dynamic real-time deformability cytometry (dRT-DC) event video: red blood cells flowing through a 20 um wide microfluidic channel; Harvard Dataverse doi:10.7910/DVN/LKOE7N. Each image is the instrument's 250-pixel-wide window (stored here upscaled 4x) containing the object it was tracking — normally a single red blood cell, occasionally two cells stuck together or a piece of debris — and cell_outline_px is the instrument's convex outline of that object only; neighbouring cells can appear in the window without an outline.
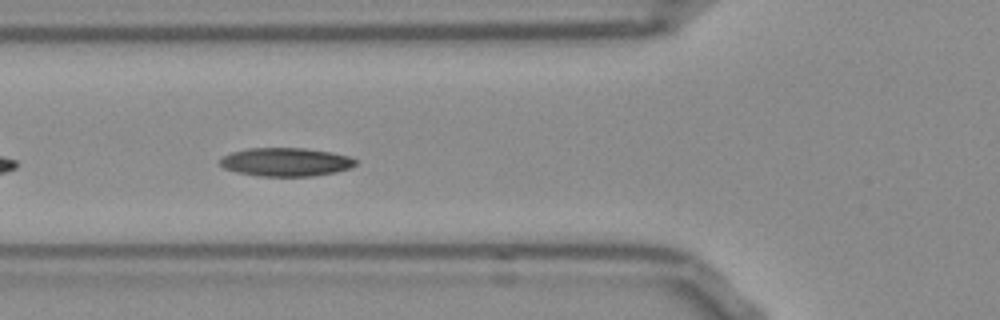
{"species": "Egyptian fruit bat (a non-hibernating species)", "species_latin": "Rousettus aegyptiacus", "temperature_condition": "room temperature", "stored_images_in_passage": 13, "camera_frame_rate_fps": 3000, "um_per_image_px": 0.085, "frame": {"image": 1, "passage_image": 6, "time_ms": 1.667, "image_size_px": [1000, 320], "cell_outline_px": [[356, 164], [348, 168], [336, 172], [312, 176], [260, 176], [236, 172], [224, 168], [220, 164], [220, 160], [224, 156], [232, 152], [248, 148], [304, 148], [328, 152], [348, 156], [356, 160]], "centroid_in_image_um": [24.27, 13.77], "position_along_channel_um": 101.5, "area_um2": 22.25}}
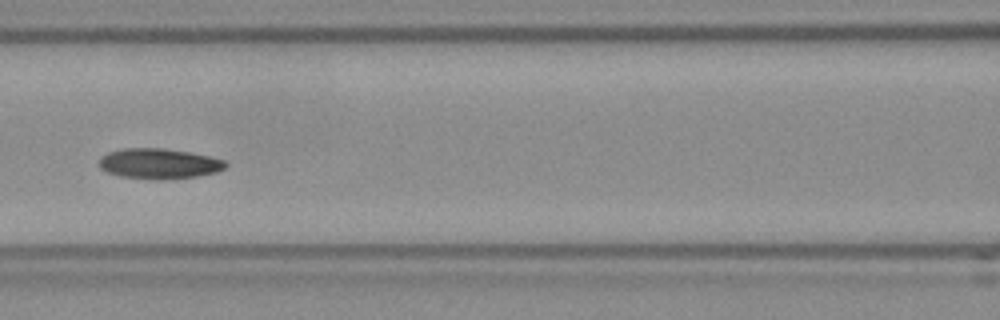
{"frame": {"image": 2, "passage_image": 10, "time_ms": 3.0, "image_size_px": [1000, 320], "cell_outline_px": [[228, 164], [224, 168], [216, 172], [196, 176], [160, 180], [156, 180], [120, 176], [108, 172], [100, 168], [100, 156], [108, 152], [124, 148], [164, 148], [192, 152], [224, 160]], "centroid_in_image_um": [13.51, 13.9], "position_along_channel_um": 153.1, "area_um2": 22.37}}